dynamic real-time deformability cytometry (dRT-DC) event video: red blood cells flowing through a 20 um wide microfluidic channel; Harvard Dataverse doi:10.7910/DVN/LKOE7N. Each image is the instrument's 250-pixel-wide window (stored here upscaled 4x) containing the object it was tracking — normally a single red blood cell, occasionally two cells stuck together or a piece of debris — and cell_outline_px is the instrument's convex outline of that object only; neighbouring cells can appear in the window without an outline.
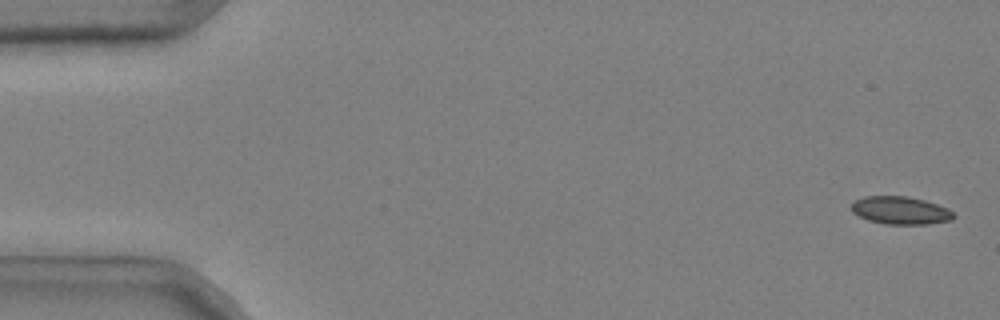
{"species": "common noctule bat (a hibernating species)", "species_latin": "Nyctalus noctula", "temperature_condition": "cold", "stored_images_in_passage": 10, "camera_frame_rate_fps": 3000, "um_per_image_px": 0.085, "animal": {"sex": "male", "body_mass_g": 20.4}, "frame": {"image": 1, "passage_image": 2, "time_ms": 0.333, "image_size_px": [1000, 320], "cell_outline_px": [[956, 216], [952, 220], [924, 224], [884, 224], [868, 220], [852, 212], [852, 204], [856, 200], [864, 196], [908, 196], [924, 200], [948, 208]], "centroid_in_image_um": [76.55, 17.88], "position_along_channel_um": 8.5, "area_um2": 16.47}}